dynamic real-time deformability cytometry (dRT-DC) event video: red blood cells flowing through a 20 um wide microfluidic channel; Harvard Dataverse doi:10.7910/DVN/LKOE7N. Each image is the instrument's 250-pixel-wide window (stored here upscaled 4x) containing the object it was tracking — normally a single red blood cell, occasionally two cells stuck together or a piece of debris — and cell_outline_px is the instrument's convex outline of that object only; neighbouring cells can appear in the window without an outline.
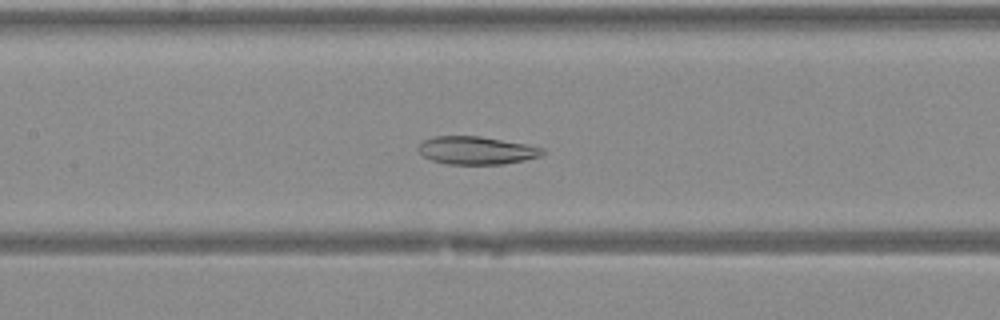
{"species": "Egyptian fruit bat (a non-hibernating species)", "species_latin": "Rousettus aegyptiacus", "temperature_condition": "warm", "stored_images_in_passage": 32, "camera_frame_rate_fps": 3000, "um_per_image_px": 0.085, "animal": {"sex": "female"}, "frame": {"image": 1, "passage_image": 12, "time_ms": 3.667, "image_size_px": [1000, 320], "cell_outline_px": [[544, 152], [540, 156], [524, 160], [504, 164], [448, 164], [432, 160], [424, 156], [420, 152], [420, 144], [424, 140], [436, 136], [480, 136], [524, 144], [544, 148]], "centroid_in_image_um": [40.51, 12.79], "position_along_channel_um": 166.9, "area_um2": 19.88}}
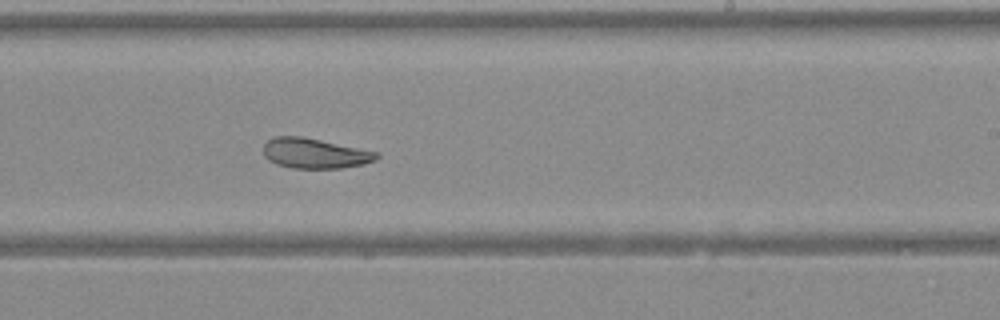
{"frame": {"image": 2, "passage_image": 18, "time_ms": 5.667, "image_size_px": [1000, 320], "cell_outline_px": [[380, 156], [376, 160], [364, 164], [340, 168], [292, 168], [276, 164], [268, 160], [264, 156], [264, 144], [268, 140], [276, 136], [300, 136], [380, 152]], "centroid_in_image_um": [26.77, 13.04], "position_along_channel_um": 262.2, "area_um2": 19.88}}
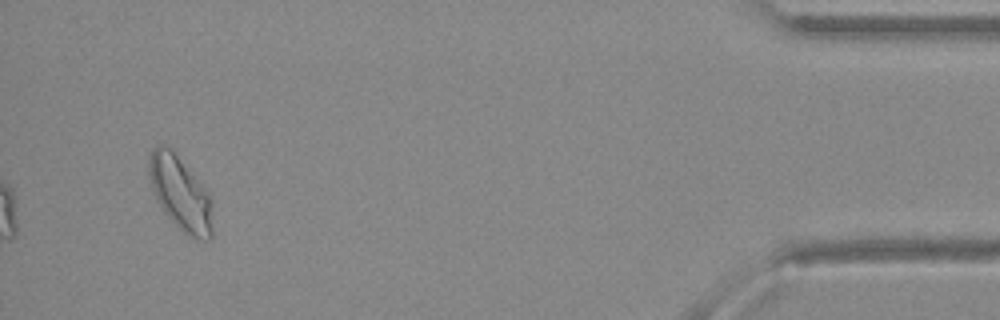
{"frame": {"image": 3, "passage_image": 32, "time_ms": 10.333, "image_size_px": [1000, 320], "cell_outline_px": [[212, 240], [200, 240], [188, 236], [168, 216], [160, 204], [156, 196], [148, 176], [148, 160], [152, 148], [160, 144], [168, 148], [176, 156], [208, 192], [212, 200]], "centroid_in_image_um": [15.35, 16.48], "position_along_channel_um": 419.9, "area_um2": 26.76}}